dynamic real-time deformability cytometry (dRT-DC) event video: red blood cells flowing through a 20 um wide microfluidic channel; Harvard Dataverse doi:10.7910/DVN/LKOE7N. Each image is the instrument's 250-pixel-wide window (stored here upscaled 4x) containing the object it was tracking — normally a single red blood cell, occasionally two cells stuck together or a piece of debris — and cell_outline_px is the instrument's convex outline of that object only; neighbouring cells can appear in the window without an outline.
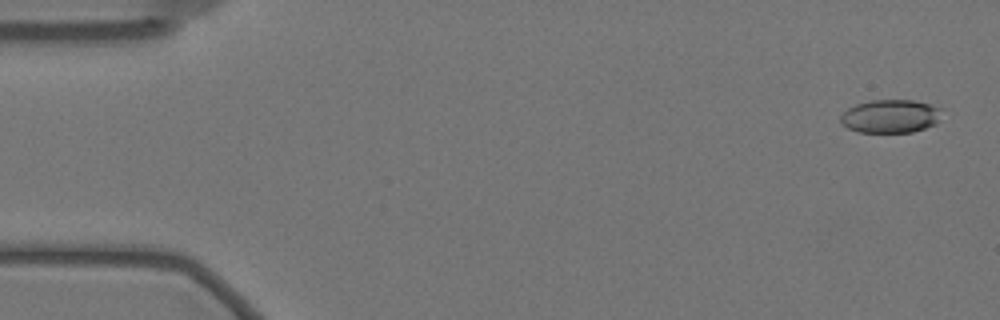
{"species": "Egyptian fruit bat (a non-hibernating species)", "species_latin": "Rousettus aegyptiacus", "temperature_condition": "warm", "stored_images_in_passage": 31, "camera_frame_rate_fps": 3000, "um_per_image_px": 0.085, "animal": {"sex": "female"}, "frame": {"image": 1, "passage_image": 2, "time_ms": 0.333, "image_size_px": [1000, 320], "cell_outline_px": [[944, 108], [940, 120], [936, 124], [912, 132], [860, 132], [848, 128], [840, 120], [840, 116], [848, 108], [856, 104], [872, 100], [912, 100]], "centroid_in_image_um": [75.74, 9.87], "position_along_channel_um": 9.3, "area_um2": 19.71}}
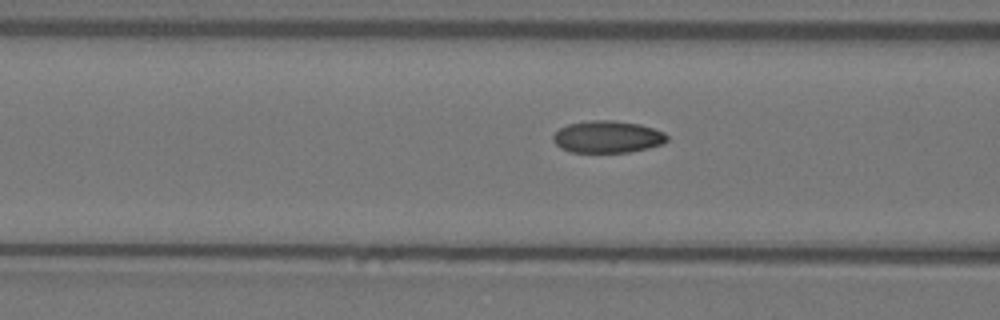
{"frame": {"image": 2, "passage_image": 22, "time_ms": 7.0, "image_size_px": [1000, 320], "cell_outline_px": [[668, 140], [664, 144], [648, 148], [628, 152], [572, 152], [560, 148], [552, 140], [552, 136], [560, 128], [568, 124], [588, 120], [616, 120], [640, 124], [664, 132], [668, 136]], "centroid_in_image_um": [51.64, 11.62], "position_along_channel_um": 115.0, "area_um2": 21.44}}
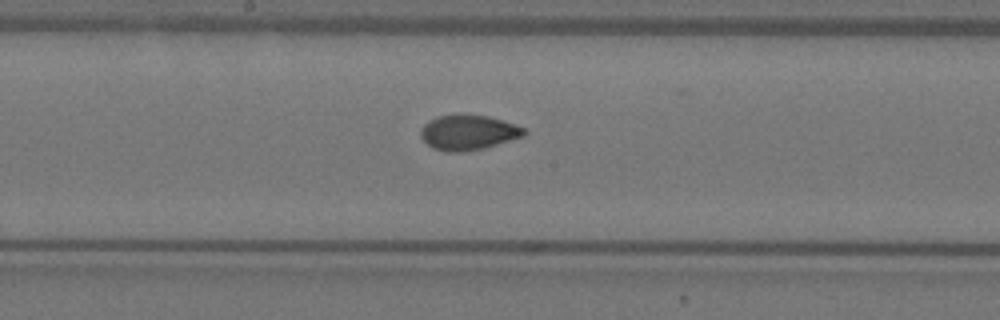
{"frame": {"image": 3, "passage_image": 30, "time_ms": 9.667, "image_size_px": [1000, 320], "cell_outline_px": [[528, 132], [524, 136], [484, 148], [460, 152], [448, 152], [432, 148], [420, 136], [420, 132], [424, 124], [428, 120], [440, 116], [488, 116], [504, 120], [516, 124], [524, 128]], "centroid_in_image_um": [39.83, 11.28], "position_along_channel_um": 208.4, "area_um2": 20.81}}